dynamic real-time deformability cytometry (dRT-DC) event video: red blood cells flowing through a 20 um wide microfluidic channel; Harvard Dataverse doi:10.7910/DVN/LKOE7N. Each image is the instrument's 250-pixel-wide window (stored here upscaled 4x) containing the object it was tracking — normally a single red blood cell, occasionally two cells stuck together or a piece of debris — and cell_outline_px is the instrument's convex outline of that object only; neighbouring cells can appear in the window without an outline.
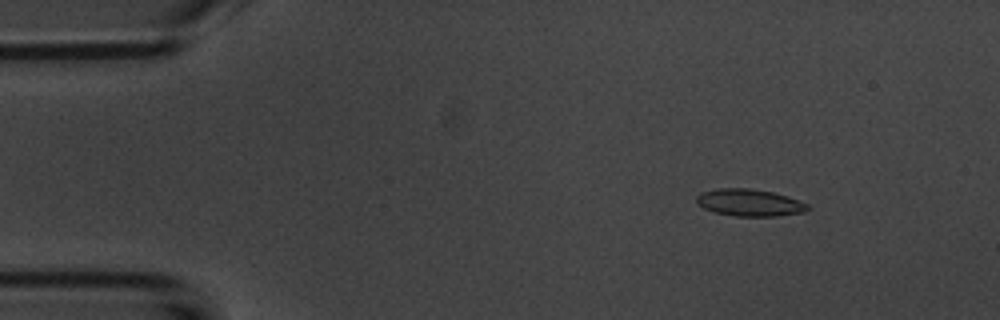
{"species": "common noctule bat (a hibernating species)", "species_latin": "Nyctalus noctula", "temperature_condition": "room temperature", "stored_images_in_passage": 54, "camera_frame_rate_fps": 3000, "um_per_image_px": 0.085, "animal": {"sex": "male", "body_mass_g": 20.1, "forearm_length_mm": 53.5}, "frame": {"image": 1, "passage_image": 7, "time_ms": 2.0, "image_size_px": [1000, 320], "cell_outline_px": [[808, 208], [804, 212], [776, 216], [736, 216], [712, 212], [696, 204], [696, 196], [700, 192], [716, 188], [748, 188], [772, 192], [788, 196], [808, 204]], "centroid_in_image_um": [63.65, 17.22], "position_along_channel_um": 21.3, "area_um2": 17.63}}
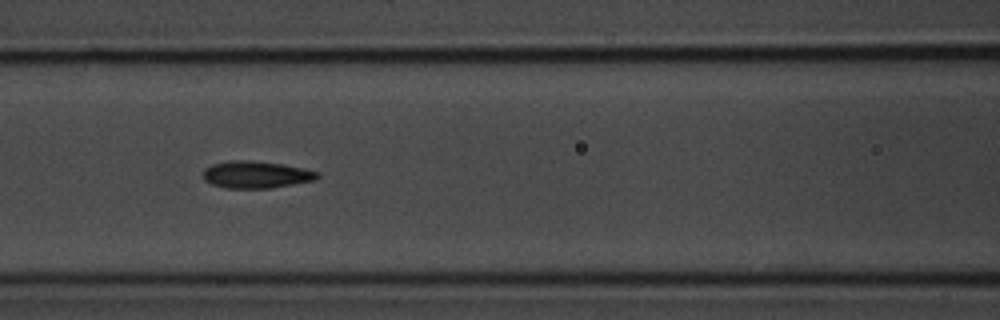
{"frame": {"image": 2, "passage_image": 23, "time_ms": 7.333, "image_size_px": [1000, 320], "cell_outline_px": [[320, 176], [316, 180], [272, 188], [224, 188], [212, 184], [204, 180], [204, 168], [212, 164], [228, 160], [244, 160], [280, 164], [304, 168], [320, 172]], "centroid_in_image_um": [21.78, 14.85], "position_along_channel_um": 144.8, "area_um2": 18.09}}
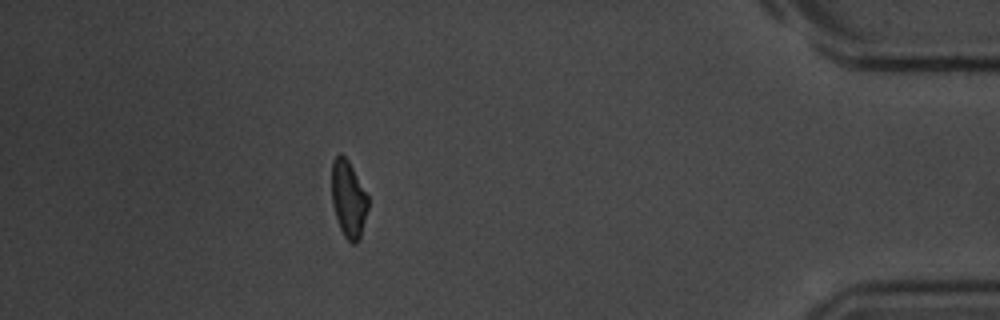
{"frame": {"image": 3, "passage_image": 48, "time_ms": 15.667, "image_size_px": [1000, 320], "cell_outline_px": [[368, 208], [360, 240], [356, 244], [352, 244], [344, 236], [340, 228], [332, 204], [332, 160], [340, 152], [348, 160], [368, 196]], "centroid_in_image_um": [29.62, 16.94], "position_along_channel_um": 405.6, "area_um2": 16.3}, "authors_computed_cell_mechanics": {"area_um2": 17.2244, "velocity_mm_per_s": 3.723, "shape_relaxation_time_tau1_ms": 3.4569, "shape_relaxation_time_tau2_ms": 4.9124, "deformation_change_tau1": 0.1182, "deformation_change_tau2": 0.0999}}